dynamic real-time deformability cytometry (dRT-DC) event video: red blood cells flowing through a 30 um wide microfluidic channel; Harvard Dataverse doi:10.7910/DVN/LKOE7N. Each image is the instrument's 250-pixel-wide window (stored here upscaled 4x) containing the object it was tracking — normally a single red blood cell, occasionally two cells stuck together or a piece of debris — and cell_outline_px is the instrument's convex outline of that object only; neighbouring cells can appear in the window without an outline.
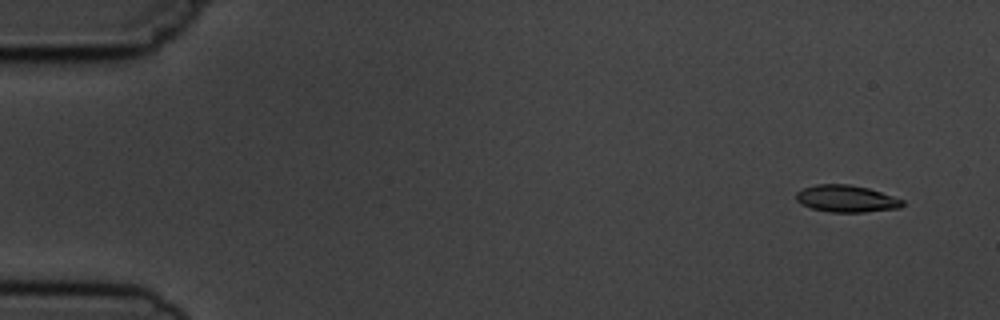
{"species": "common noctule bat (a hibernating species)", "species_latin": "Nyctalus noctula", "temperature_condition": "cold", "stored_images_in_passage": 4, "camera_frame_rate_fps": 3000, "um_per_image_px": 0.085, "animal": {"sex": "male", "body_mass_g": 19.5, "forearm_length_mm": 54.6}, "frame": {"image": 1, "passage_image": 1, "time_ms": 0.0, "image_size_px": [1000, 320], "cell_outline_px": [[904, 204], [900, 208], [864, 212], [828, 212], [812, 208], [800, 204], [796, 200], [796, 192], [804, 188], [816, 184], [848, 184], [868, 188], [904, 200]], "centroid_in_image_um": [71.92, 16.89], "position_along_channel_um": 13.1, "area_um2": 16.7}}
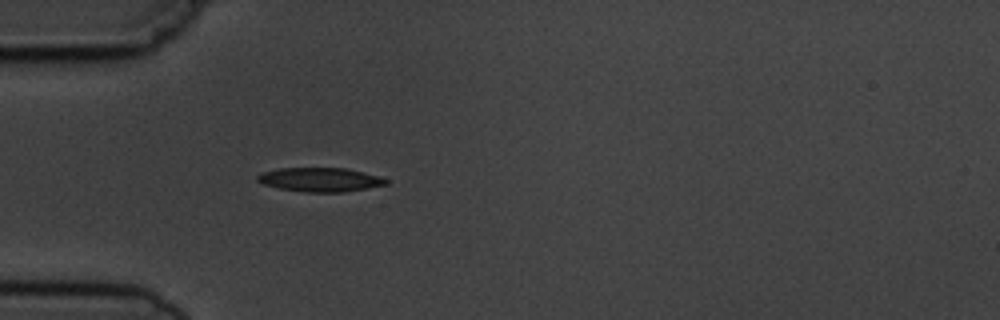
{"frame": {"image": 2, "passage_image": 4, "time_ms": 4.333, "image_size_px": [1000, 320], "cell_outline_px": [[388, 184], [368, 188], [344, 192], [308, 192], [280, 188], [264, 184], [256, 180], [256, 176], [264, 172], [280, 168], [344, 168], [376, 176], [388, 180]], "centroid_in_image_um": [27.19, 15.27], "position_along_channel_um": 57.8, "area_um2": 17.63}}